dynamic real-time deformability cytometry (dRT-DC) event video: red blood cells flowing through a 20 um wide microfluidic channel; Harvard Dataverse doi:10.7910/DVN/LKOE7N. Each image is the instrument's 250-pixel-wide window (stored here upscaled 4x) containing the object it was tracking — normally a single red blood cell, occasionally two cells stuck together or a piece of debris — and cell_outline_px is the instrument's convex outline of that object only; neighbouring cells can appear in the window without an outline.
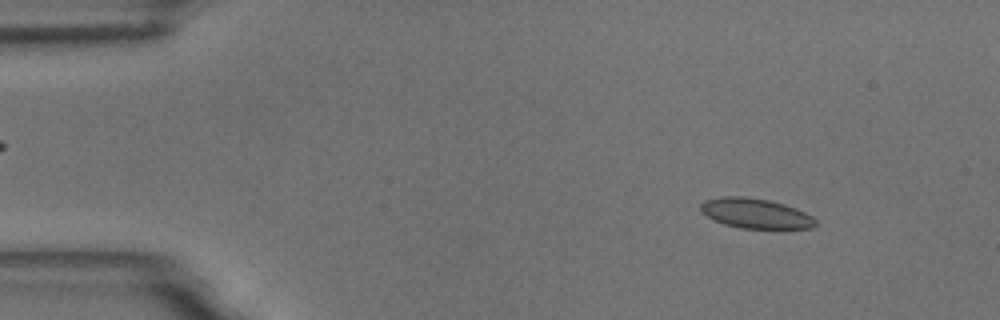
{"species": "common noctule bat (a hibernating species)", "species_latin": "Nyctalus noctula", "temperature_condition": "room temperature", "stored_images_in_passage": 55, "camera_frame_rate_fps": 3000, "um_per_image_px": 0.085, "animal": {"sex": "male", "body_mass_g": 18.8}, "frame": {"image": 1, "passage_image": 6, "time_ms": 1.667, "image_size_px": [1000, 320], "cell_outline_px": [[816, 224], [812, 228], [740, 228], [724, 224], [700, 212], [700, 204], [704, 200], [720, 196], [744, 196], [768, 200], [784, 204], [796, 208], [812, 216], [816, 220]], "centroid_in_image_um": [64.19, 18.12], "position_along_channel_um": 20.8, "area_um2": 20.0}}
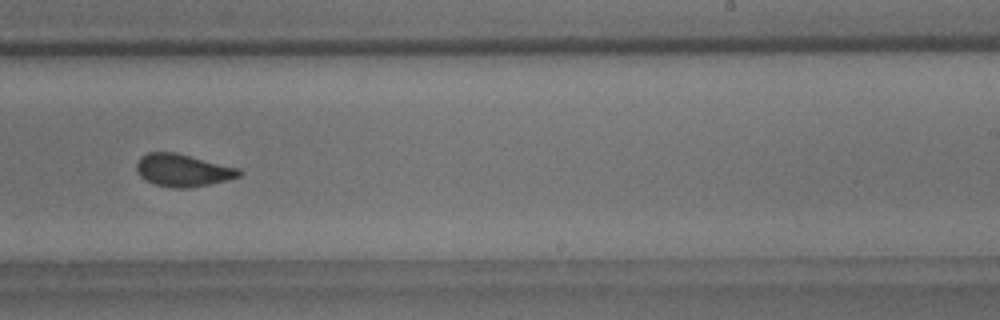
{"frame": {"image": 2, "passage_image": 34, "time_ms": 11.0, "image_size_px": [1000, 320], "cell_outline_px": [[244, 172], [240, 176], [228, 180], [188, 188], [172, 188], [156, 184], [144, 180], [136, 172], [136, 164], [140, 156], [148, 152], [176, 152], [240, 168]], "centroid_in_image_um": [15.54, 14.47], "position_along_channel_um": 273.5, "area_um2": 19.65}}
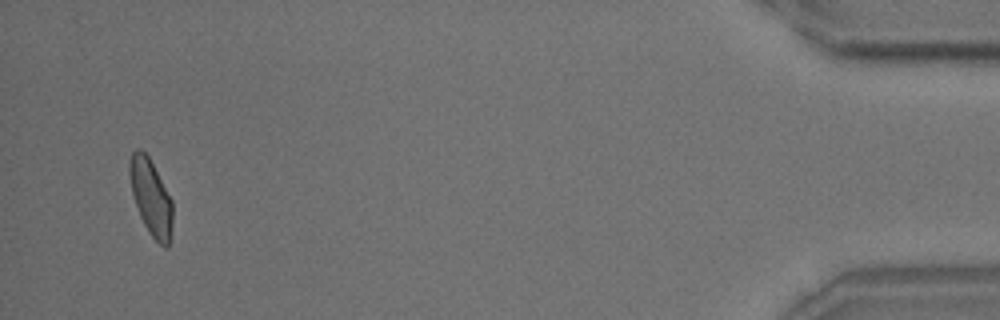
{"frame": {"image": 3, "passage_image": 53, "time_ms": 17.333, "image_size_px": [1000, 320], "cell_outline_px": [[172, 224], [168, 248], [164, 248], [148, 232], [140, 216], [132, 192], [128, 172], [128, 164], [132, 152], [136, 148], [140, 148], [148, 156], [172, 200]], "centroid_in_image_um": [12.81, 16.76], "position_along_channel_um": 422.4, "area_um2": 18.9}, "authors_computed_cell_mechanics": {"area_um2": 19.7676, "velocity_mm_per_s": 3.617, "shape_relaxation_time_tau1_ms": 8.6458, "shape_relaxation_time_tau2_ms": 1.3369, "deformation_change_tau1": 0.153, "deformation_change_tau2": 0.0669}}